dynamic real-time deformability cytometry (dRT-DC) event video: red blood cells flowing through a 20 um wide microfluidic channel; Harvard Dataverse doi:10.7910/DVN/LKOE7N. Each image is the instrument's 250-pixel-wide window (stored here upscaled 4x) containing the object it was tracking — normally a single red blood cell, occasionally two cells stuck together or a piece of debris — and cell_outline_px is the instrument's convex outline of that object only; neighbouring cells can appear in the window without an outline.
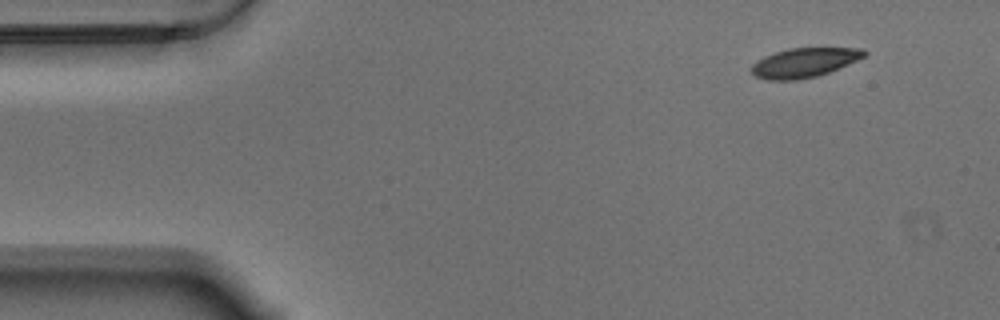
{"species": "Egyptian fruit bat (a non-hibernating species)", "species_latin": "Rousettus aegyptiacus", "temperature_condition": "warm", "stored_images_in_passage": 53, "camera_frame_rate_fps": 3000, "um_per_image_px": 0.085, "animal": {"sex": "male"}, "frame": {"image": 1, "passage_image": 1, "time_ms": 0.0, "image_size_px": [1000, 320], "cell_outline_px": [[868, 52], [864, 56], [856, 60], [828, 72], [816, 76], [796, 80], [768, 80], [756, 76], [748, 68], [756, 60], [764, 56], [788, 48], [864, 48]], "centroid_in_image_um": [68.31, 5.32], "position_along_channel_um": 16.7, "area_um2": 19.19}}
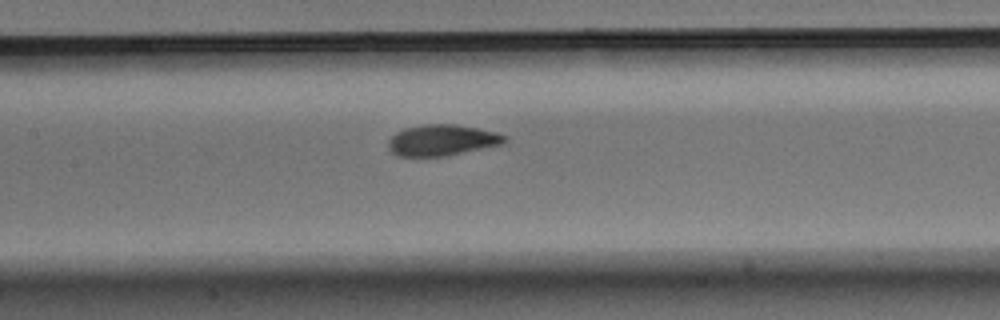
{"frame": {"image": 2, "passage_image": 22, "time_ms": 7.0, "image_size_px": [1000, 320], "cell_outline_px": [[508, 140], [504, 144], [448, 156], [396, 156], [388, 148], [388, 140], [396, 132], [404, 128], [424, 124], [456, 124], [496, 132], [508, 136]], "centroid_in_image_um": [37.6, 11.92], "position_along_channel_um": 169.8, "area_um2": 21.33}}
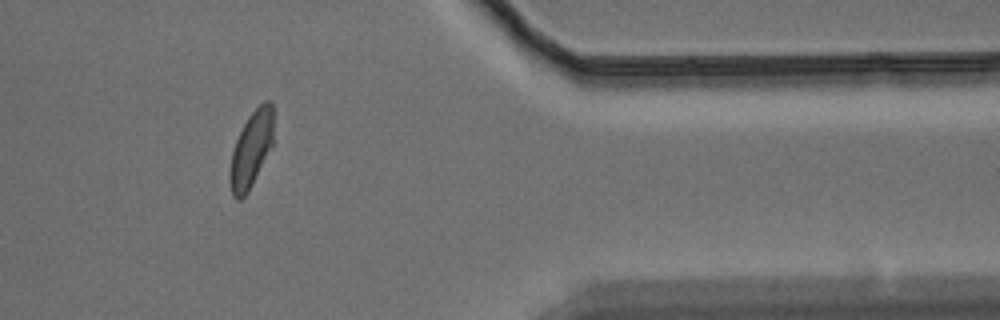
{"frame": {"image": 3, "passage_image": 43, "time_ms": 14.0, "image_size_px": [1000, 320], "cell_outline_px": [[272, 144], [248, 192], [240, 200], [236, 200], [232, 196], [228, 176], [232, 152], [236, 140], [248, 116], [264, 100], [272, 100]], "centroid_in_image_um": [21.32, 12.72], "position_along_channel_um": 390.1, "area_um2": 19.02}, "authors_computed_cell_mechanics": {"area_um2": 20.4612, "velocity_mm_per_s": 3.4848, "shape_relaxation_time_tau1_ms": 3.0848, "shape_relaxation_time_tau2_ms": 1.4768, "deformation_change_tau1": 0.1415, "deformation_change_tau2": 0.052}}